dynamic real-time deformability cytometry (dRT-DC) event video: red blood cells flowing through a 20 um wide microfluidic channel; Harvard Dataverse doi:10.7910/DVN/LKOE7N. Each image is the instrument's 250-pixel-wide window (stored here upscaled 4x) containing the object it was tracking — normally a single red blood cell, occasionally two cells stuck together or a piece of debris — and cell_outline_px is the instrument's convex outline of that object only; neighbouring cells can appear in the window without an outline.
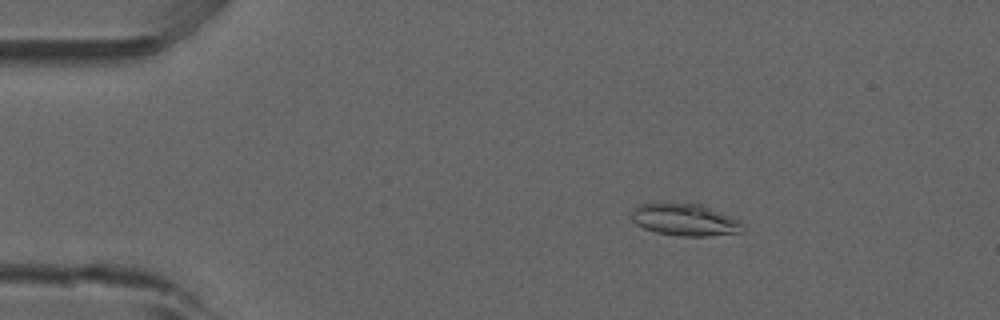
{"species": "common noctule bat (a hibernating species)", "species_latin": "Nyctalus noctula", "temperature_condition": "room temperature", "stored_images_in_passage": 53, "camera_frame_rate_fps": 3000, "um_per_image_px": 0.085, "animal": {"sex": "male", "forearm_length_mm": 52.5}, "frame": {"image": 1, "passage_image": 9, "time_ms": 2.667, "image_size_px": [1000, 320], "cell_outline_px": [[744, 232], [712, 236], [676, 236], [656, 232], [644, 228], [636, 224], [628, 216], [632, 208], [640, 204], [696, 200], [740, 220], [744, 224]], "centroid_in_image_um": [58.23, 18.63], "position_along_channel_um": 26.8, "area_um2": 22.08}}
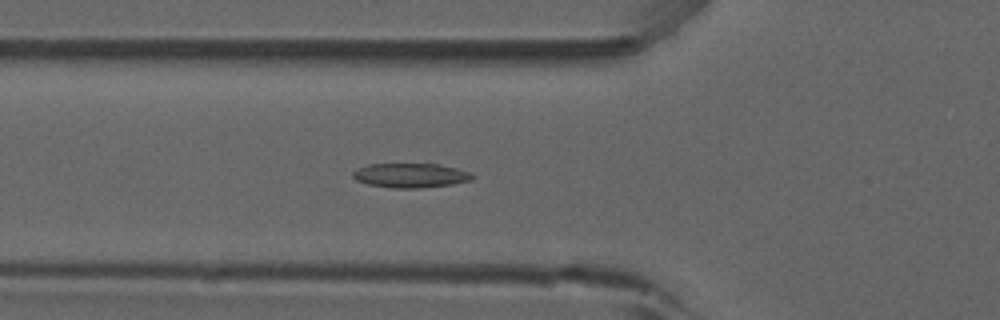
{"frame": {"image": 2, "passage_image": 19, "time_ms": 6.0, "image_size_px": [1000, 320], "cell_outline_px": [[476, 176], [472, 180], [452, 184], [424, 188], [392, 188], [368, 184], [356, 180], [352, 176], [352, 172], [368, 164], [440, 164], [472, 172]], "centroid_in_image_um": [34.95, 14.91], "position_along_channel_um": 90.9, "area_um2": 17.11}}
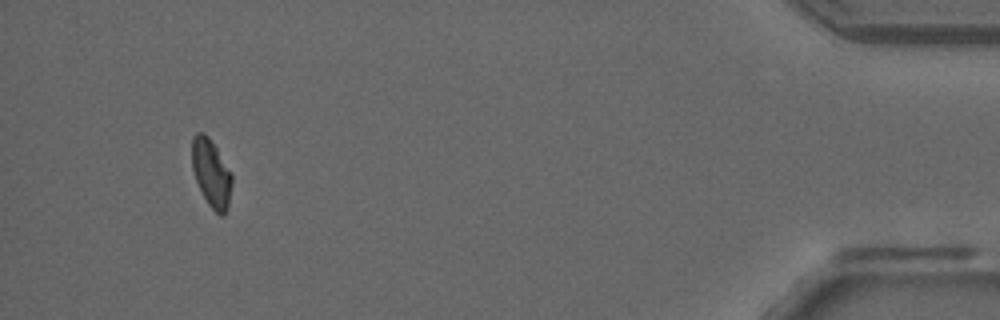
{"frame": {"image": 3, "passage_image": 50, "time_ms": 16.333, "image_size_px": [1000, 320], "cell_outline_px": [[232, 184], [228, 208], [224, 216], [220, 216], [208, 204], [196, 180], [192, 168], [192, 136], [196, 132], [204, 132], [208, 136], [232, 172]], "centroid_in_image_um": [17.97, 14.71], "position_along_channel_um": 417.2, "area_um2": 15.84}}